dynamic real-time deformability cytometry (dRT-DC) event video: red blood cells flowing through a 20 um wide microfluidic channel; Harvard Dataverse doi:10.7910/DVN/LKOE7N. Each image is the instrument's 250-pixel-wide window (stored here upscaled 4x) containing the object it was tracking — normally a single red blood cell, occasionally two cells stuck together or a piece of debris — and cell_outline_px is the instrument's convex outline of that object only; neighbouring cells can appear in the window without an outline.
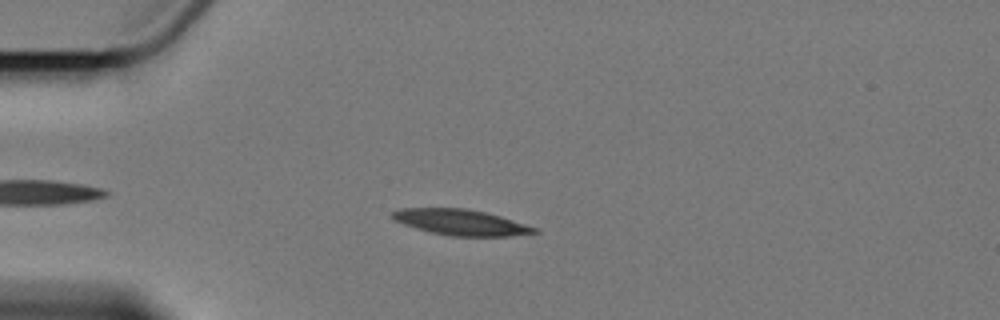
{"species": "Egyptian fruit bat (a non-hibernating species)", "species_latin": "Rousettus aegyptiacus", "temperature_condition": "cold", "stored_images_in_passage": 4, "camera_frame_rate_fps": 3000, "um_per_image_px": 0.085, "animal": {"sex": "female"}, "frame": {"image": 1, "passage_image": 1, "time_ms": 0.0, "image_size_px": [1000, 320], "cell_outline_px": [[540, 232], [508, 236], [452, 236], [432, 232], [416, 228], [404, 224], [396, 220], [392, 216], [392, 212], [400, 208], [468, 208], [500, 216], [536, 228]], "centroid_in_image_um": [39.17, 18.89], "position_along_channel_um": 45.8, "area_um2": 20.98}}
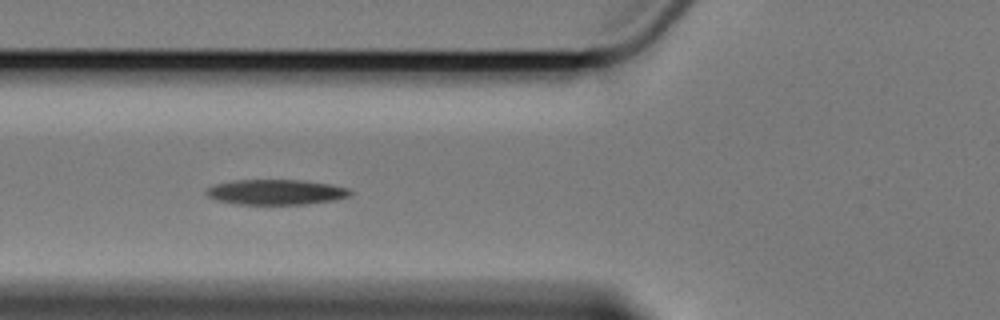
{"frame": {"image": 2, "passage_image": 3, "time_ms": 2.333, "image_size_px": [1000, 320], "cell_outline_px": [[352, 196], [336, 200], [304, 204], [236, 204], [216, 200], [208, 196], [204, 192], [212, 184], [232, 180], [304, 180], [332, 184], [348, 188], [352, 192]], "centroid_in_image_um": [23.47, 16.32], "position_along_channel_um": 102.3, "area_um2": 21.44}}
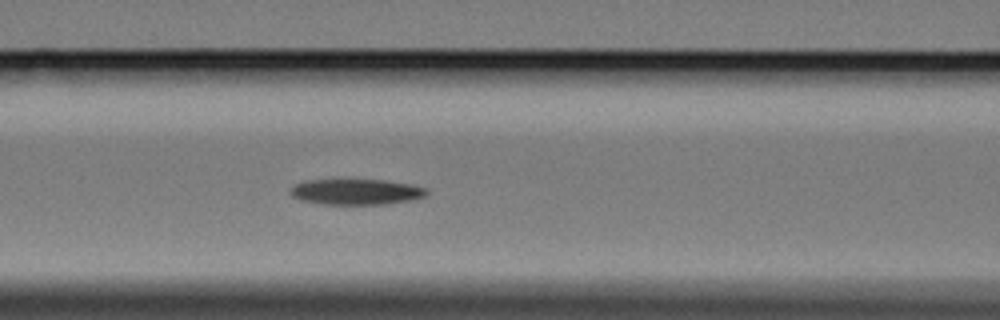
{"frame": {"image": 3, "passage_image": 4, "time_ms": 3.333, "image_size_px": [1000, 320], "cell_outline_px": [[428, 196], [408, 200], [384, 204], [324, 204], [300, 200], [292, 196], [288, 192], [296, 184], [304, 180], [384, 180], [412, 184], [428, 188]], "centroid_in_image_um": [30.29, 16.3], "position_along_channel_um": 136.3, "area_um2": 20.4}}